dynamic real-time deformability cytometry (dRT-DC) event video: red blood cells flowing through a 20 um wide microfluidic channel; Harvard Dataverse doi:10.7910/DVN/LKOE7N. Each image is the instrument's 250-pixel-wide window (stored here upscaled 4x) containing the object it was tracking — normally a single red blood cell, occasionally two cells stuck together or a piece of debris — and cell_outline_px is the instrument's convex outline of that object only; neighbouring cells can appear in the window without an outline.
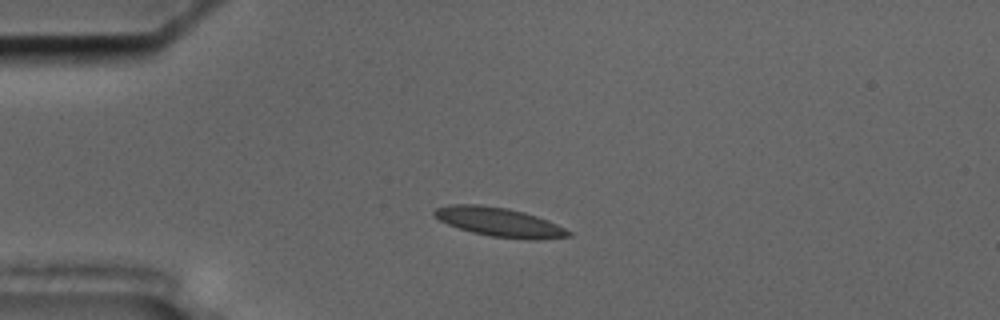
{"species": "common noctule bat (a hibernating species)", "species_latin": "Nyctalus noctula", "temperature_condition": "cold", "stored_images_in_passage": 43, "camera_frame_rate_fps": 3000, "um_per_image_px": 0.085, "animal": {"sex": "male", "body_mass_g": 17.5, "forearm_length_mm": 52.3}, "frame": {"image": 1, "passage_image": 1, "time_ms": 0.0, "image_size_px": [1000, 320], "cell_outline_px": [[572, 236], [540, 240], [524, 240], [492, 236], [472, 232], [448, 224], [440, 220], [432, 212], [436, 208], [452, 204], [480, 204], [508, 208], [524, 212], [548, 220], [572, 232]], "centroid_in_image_um": [42.49, 18.88], "position_along_channel_um": 42.5, "area_um2": 22.72}}
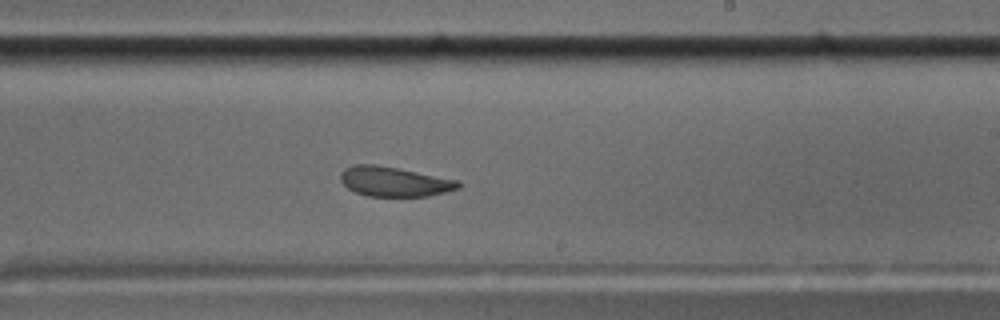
{"frame": {"image": 2, "passage_image": 21, "time_ms": 6.667, "image_size_px": [1000, 320], "cell_outline_px": [[464, 184], [460, 188], [428, 196], [368, 196], [356, 192], [348, 188], [340, 180], [340, 172], [344, 168], [352, 164], [376, 164], [460, 180]], "centroid_in_image_um": [33.53, 15.42], "position_along_channel_um": 255.5, "area_um2": 20.58}}
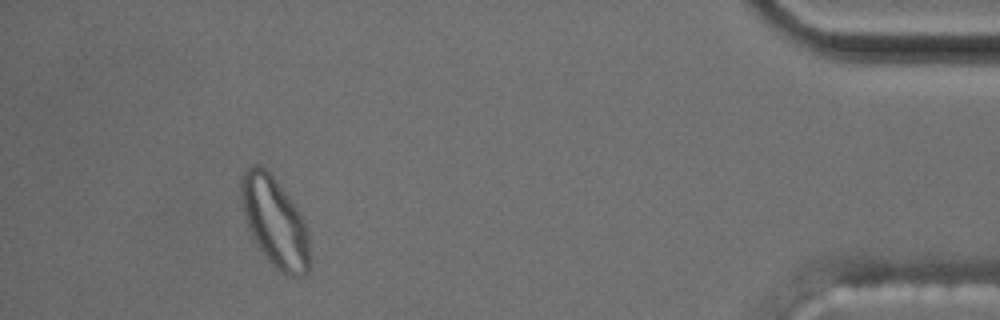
{"frame": {"image": 3, "passage_image": 39, "time_ms": 12.667, "image_size_px": [1000, 320], "cell_outline_px": [[312, 264], [308, 272], [300, 276], [288, 276], [280, 272], [268, 260], [252, 236], [244, 216], [240, 196], [240, 172], [252, 164], [256, 164], [264, 168], [276, 180], [300, 212], [308, 232]], "centroid_in_image_um": [23.36, 18.87], "position_along_channel_um": 411.8, "area_um2": 36.13}, "authors_computed_cell_mechanics": {"area_um2": 21.9062, "velocity_mm_per_s": 3.5761, "shape_relaxation_time_tau1_ms": null, "shape_relaxation_time_tau2_ms": 1.822, "deformation_change_tau1": null, "deformation_change_tau2": 0.0662}}